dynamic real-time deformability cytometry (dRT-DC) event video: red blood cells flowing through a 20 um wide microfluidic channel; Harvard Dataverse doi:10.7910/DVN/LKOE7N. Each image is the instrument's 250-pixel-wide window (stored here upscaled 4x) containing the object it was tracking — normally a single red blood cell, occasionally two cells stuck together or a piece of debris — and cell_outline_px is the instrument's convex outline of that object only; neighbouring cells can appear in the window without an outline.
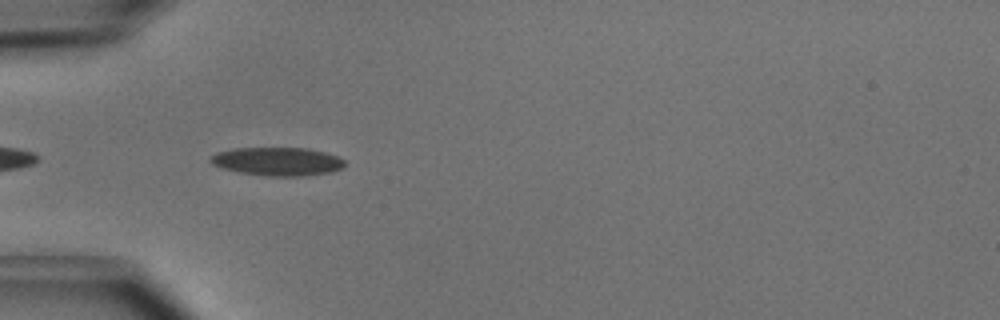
{"species": "common noctule bat (a hibernating species)", "species_latin": "Nyctalus noctula", "temperature_condition": "cold", "stored_images_in_passage": 5, "camera_frame_rate_fps": 3000, "um_per_image_px": 0.085, "animal": {"sex": "male", "body_mass_g": 15.6}, "frame": {"image": 1, "passage_image": 3, "time_ms": 0.667, "image_size_px": [1000, 320], "cell_outline_px": [[344, 164], [340, 168], [332, 172], [304, 176], [264, 176], [236, 172], [212, 164], [208, 160], [208, 156], [216, 152], [236, 148], [308, 148], [324, 152], [336, 156], [344, 160]], "centroid_in_image_um": [23.53, 13.73], "position_along_channel_um": 61.5, "area_um2": 22.31}}
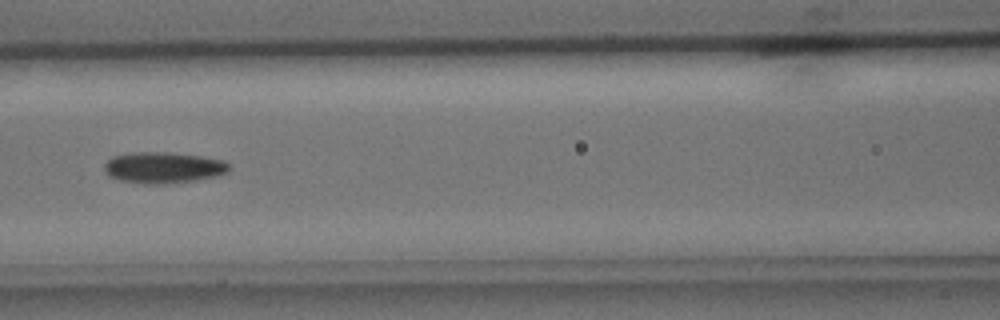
{"frame": {"image": 2, "passage_image": 5, "time_ms": 1.333, "image_size_px": [1000, 320], "cell_outline_px": [[232, 168], [228, 172], [216, 176], [196, 180], [164, 184], [144, 184], [120, 180], [108, 176], [104, 172], [104, 164], [112, 156], [132, 152], [168, 152], [200, 156], [224, 160]], "centroid_in_image_um": [13.87, 14.25], "position_along_channel_um": 152.7, "area_um2": 22.89}}